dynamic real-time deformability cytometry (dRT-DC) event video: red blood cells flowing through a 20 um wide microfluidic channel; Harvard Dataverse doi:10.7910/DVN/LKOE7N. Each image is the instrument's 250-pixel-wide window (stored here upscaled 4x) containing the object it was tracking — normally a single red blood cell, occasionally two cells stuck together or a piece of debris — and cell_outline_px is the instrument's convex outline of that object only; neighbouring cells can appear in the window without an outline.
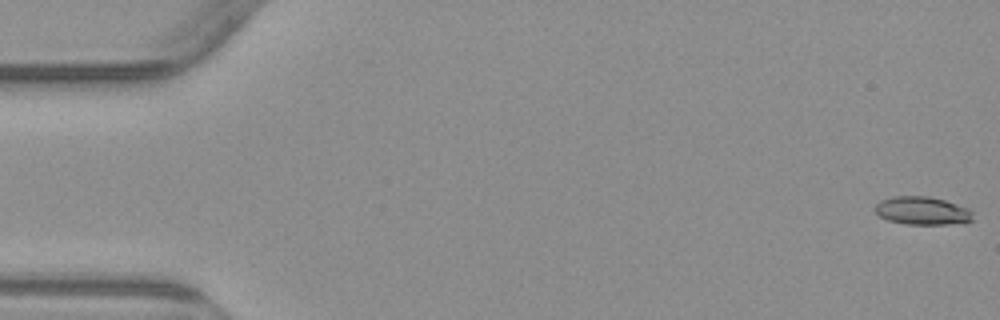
{"species": "common noctule bat (a hibernating species)", "species_latin": "Nyctalus noctula", "temperature_condition": "warm", "stored_images_in_passage": 4, "camera_frame_rate_fps": 3000, "um_per_image_px": 0.085, "animal": {"sex": "male", "body_mass_g": 23.1, "forearm_length_mm": 52.7}, "frame": {"image": 1, "passage_image": 1, "time_ms": 0.0, "image_size_px": [1000, 320], "cell_outline_px": [[972, 220], [964, 224], [904, 224], [888, 220], [880, 216], [872, 208], [880, 200], [892, 196], [928, 196], [944, 200], [968, 208], [972, 212]], "centroid_in_image_um": [78.38, 17.91], "position_along_channel_um": 6.6, "area_um2": 16.18}}
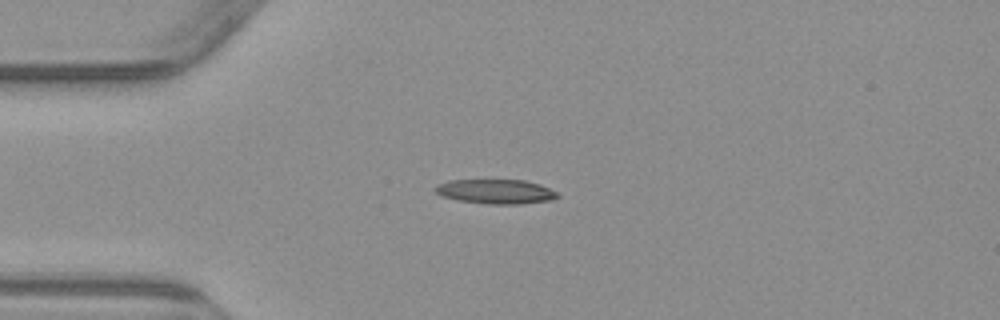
{"frame": {"image": 2, "passage_image": 4, "time_ms": 4.333, "image_size_px": [1000, 320], "cell_outline_px": [[560, 196], [552, 200], [520, 204], [488, 204], [460, 200], [440, 196], [432, 188], [436, 184], [448, 180], [524, 180], [540, 184], [556, 192]], "centroid_in_image_um": [42.11, 16.28], "position_along_channel_um": 42.9, "area_um2": 17.51}}